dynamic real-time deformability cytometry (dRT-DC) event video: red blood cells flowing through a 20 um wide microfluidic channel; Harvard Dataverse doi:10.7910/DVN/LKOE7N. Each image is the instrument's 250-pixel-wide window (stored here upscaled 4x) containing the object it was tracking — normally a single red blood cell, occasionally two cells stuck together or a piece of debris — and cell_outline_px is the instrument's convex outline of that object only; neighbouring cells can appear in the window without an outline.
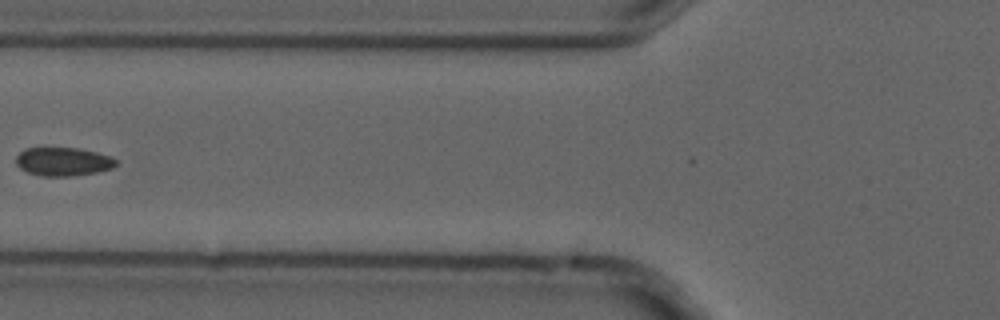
{"species": "common noctule bat (a hibernating species)", "species_latin": "Nyctalus noctula", "temperature_condition": "cold", "stored_images_in_passage": 8, "camera_frame_rate_fps": 3000, "um_per_image_px": 0.085, "animal": {"sex": "male", "forearm_length_mm": 52.5}, "frame": {"image": 1, "passage_image": 7, "time_ms": 2.0, "image_size_px": [1000, 320], "cell_outline_px": [[116, 164], [112, 168], [96, 172], [72, 176], [40, 176], [28, 172], [20, 168], [16, 164], [16, 156], [24, 148], [44, 144], [80, 148], [112, 156], [116, 160]], "centroid_in_image_um": [5.3, 13.67], "position_along_channel_um": 120.5, "area_um2": 17.46}}
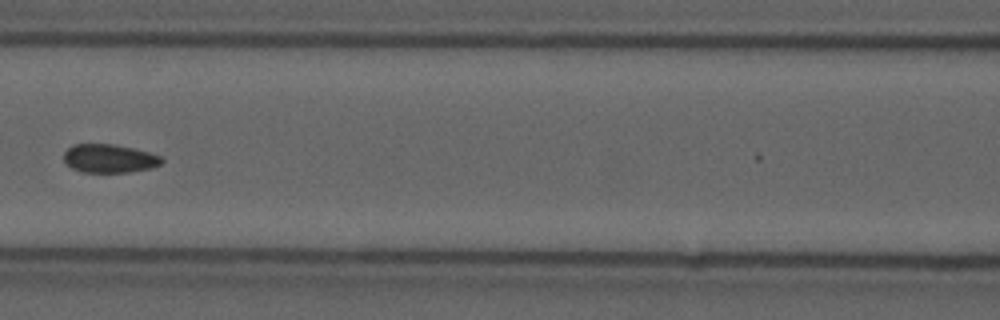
{"frame": {"image": 2, "passage_image": 8, "time_ms": 2.333, "image_size_px": [1000, 320], "cell_outline_px": [[164, 160], [160, 164], [152, 168], [128, 172], [84, 172], [72, 168], [64, 160], [64, 152], [72, 144], [112, 144], [136, 148], [160, 156]], "centroid_in_image_um": [9.3, 13.46], "position_along_channel_um": 157.3, "area_um2": 16.24}}